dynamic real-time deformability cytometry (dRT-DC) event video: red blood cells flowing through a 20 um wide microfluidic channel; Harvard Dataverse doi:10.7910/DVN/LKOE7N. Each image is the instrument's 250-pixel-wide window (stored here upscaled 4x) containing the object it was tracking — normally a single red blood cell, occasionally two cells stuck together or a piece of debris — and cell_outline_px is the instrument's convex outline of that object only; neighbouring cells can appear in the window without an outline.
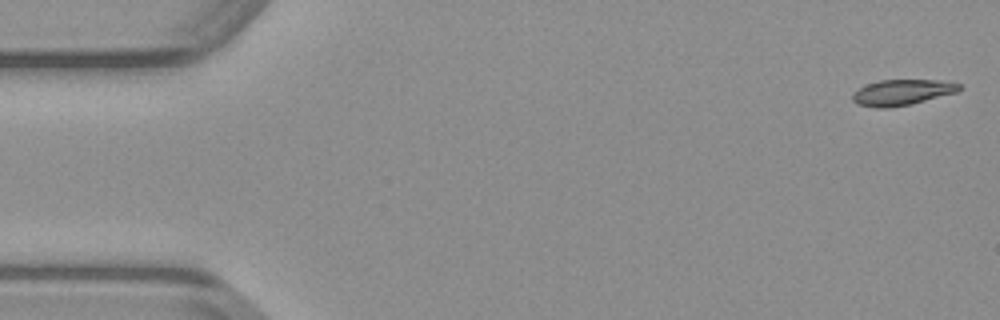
{"species": "common noctule bat (a hibernating species)", "species_latin": "Nyctalus noctula", "temperature_condition": "warm", "stored_images_in_passage": 13, "camera_frame_rate_fps": 3000, "um_per_image_px": 0.085, "animal": {"sex": "male", "body_mass_g": 23.1, "forearm_length_mm": 52.7}, "frame": {"image": 1, "passage_image": 1, "time_ms": 0.0, "image_size_px": [1000, 320], "cell_outline_px": [[960, 88], [956, 92], [912, 104], [888, 108], [876, 108], [856, 104], [852, 100], [852, 92], [868, 84], [880, 80], [944, 80], [960, 84]], "centroid_in_image_um": [76.64, 7.86], "position_along_channel_um": 8.4, "area_um2": 16.01}}
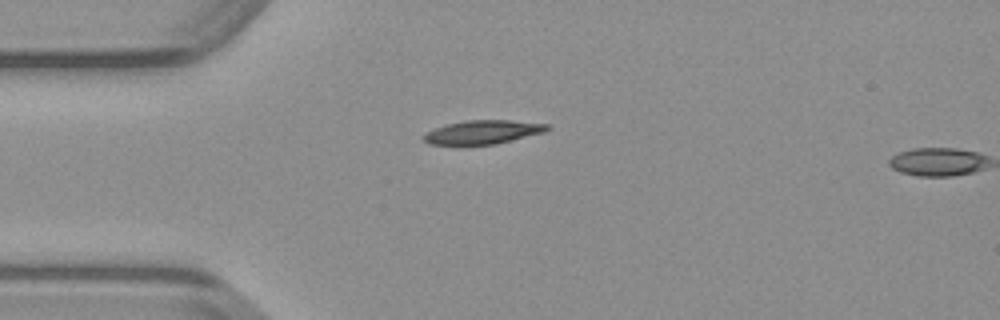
{"frame": {"image": 2, "passage_image": 12, "time_ms": 3.667, "image_size_px": [1000, 320], "cell_outline_px": [[552, 128], [544, 132], [496, 144], [464, 148], [460, 148], [428, 144], [424, 140], [424, 132], [448, 124], [468, 120], [508, 120], [548, 124]], "centroid_in_image_um": [40.96, 11.29], "position_along_channel_um": 44.0, "area_um2": 17.86}}